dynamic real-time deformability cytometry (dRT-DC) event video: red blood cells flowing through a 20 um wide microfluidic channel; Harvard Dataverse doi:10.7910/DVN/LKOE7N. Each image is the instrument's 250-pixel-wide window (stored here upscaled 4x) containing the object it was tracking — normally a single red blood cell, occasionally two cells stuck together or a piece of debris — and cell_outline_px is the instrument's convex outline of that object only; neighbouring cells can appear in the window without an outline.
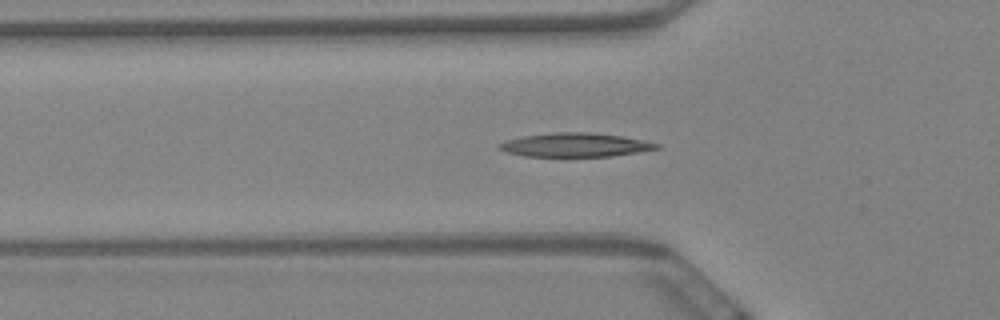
{"species": "Egyptian fruit bat (a non-hibernating species)", "species_latin": "Rousettus aegyptiacus", "temperature_condition": "warm", "stored_images_in_passage": 39, "camera_frame_rate_fps": 3000, "um_per_image_px": 0.085, "animal": {"sex": "female"}, "frame": {"image": 1, "passage_image": 20, "time_ms": 6.333, "image_size_px": [1000, 320], "cell_outline_px": [[660, 148], [612, 156], [524, 156], [504, 152], [496, 148], [500, 144], [508, 140], [524, 136], [556, 132], [588, 132], [620, 136], [660, 144]], "centroid_in_image_um": [48.85, 12.32], "position_along_channel_um": 77.0, "area_um2": 21.5}}
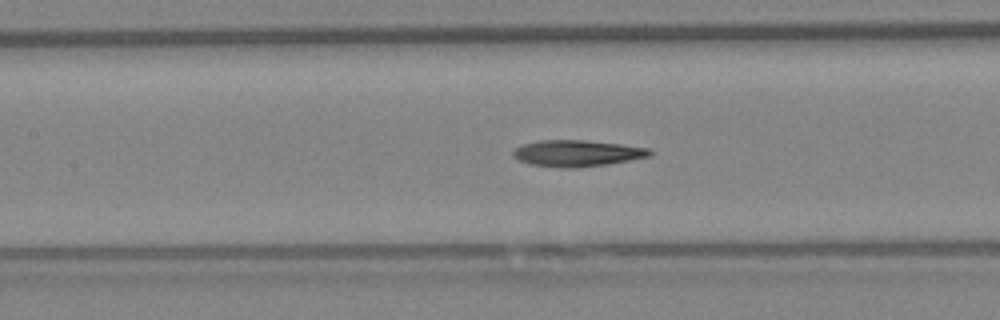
{"frame": {"image": 2, "passage_image": 27, "time_ms": 8.667, "image_size_px": [1000, 320], "cell_outline_px": [[652, 156], [608, 164], [576, 168], [560, 168], [528, 164], [512, 156], [512, 152], [516, 148], [524, 144], [540, 140], [584, 140], [620, 144], [648, 148], [652, 152]], "centroid_in_image_um": [49.05, 13.04], "position_along_channel_um": 158.4, "area_um2": 21.04}}
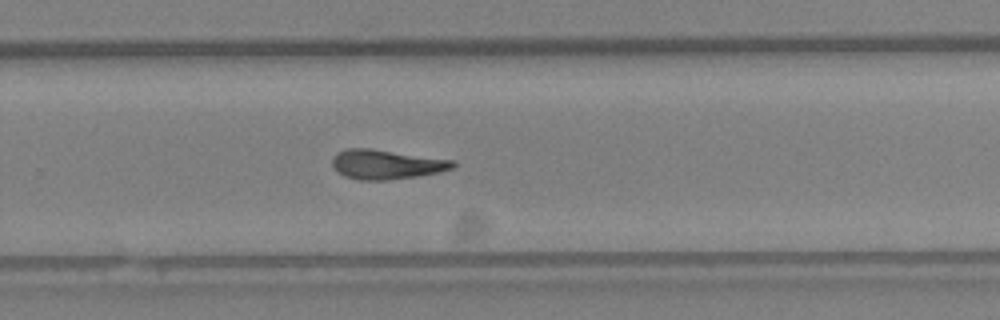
{"frame": {"image": 3, "passage_image": 39, "time_ms": 12.667, "image_size_px": [1000, 320], "cell_outline_px": [[456, 168], [416, 176], [388, 180], [356, 180], [344, 176], [332, 164], [332, 160], [336, 152], [348, 148], [368, 148], [456, 160]], "centroid_in_image_um": [32.86, 13.97], "position_along_channel_um": 296.9, "area_um2": 20.69}}